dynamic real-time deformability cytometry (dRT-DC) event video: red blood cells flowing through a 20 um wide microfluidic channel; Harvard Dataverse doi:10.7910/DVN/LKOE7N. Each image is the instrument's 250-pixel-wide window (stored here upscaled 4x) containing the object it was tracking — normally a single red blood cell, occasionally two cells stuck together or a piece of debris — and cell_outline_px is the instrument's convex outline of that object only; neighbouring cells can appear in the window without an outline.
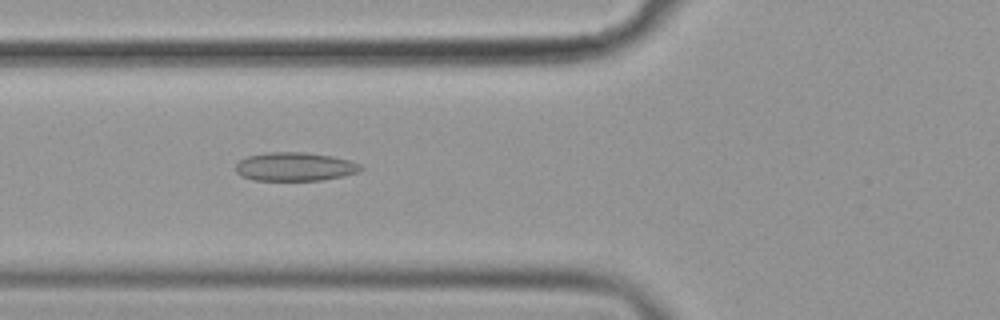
{"species": "common noctule bat (a hibernating species)", "species_latin": "Nyctalus noctula", "temperature_condition": "cold", "stored_images_in_passage": 56, "camera_frame_rate_fps": 3000, "um_per_image_px": 0.085, "animal": {"sex": "female", "body_mass_g": 19.9}, "frame": {"image": 1, "passage_image": 21, "time_ms": 6.667, "image_size_px": [1000, 320], "cell_outline_px": [[364, 168], [360, 172], [344, 176], [324, 180], [252, 180], [240, 176], [236, 172], [236, 164], [240, 160], [248, 156], [264, 152], [304, 152], [332, 156], [352, 160], [360, 164]], "centroid_in_image_um": [25.09, 14.17], "position_along_channel_um": 100.7, "area_um2": 21.15}}
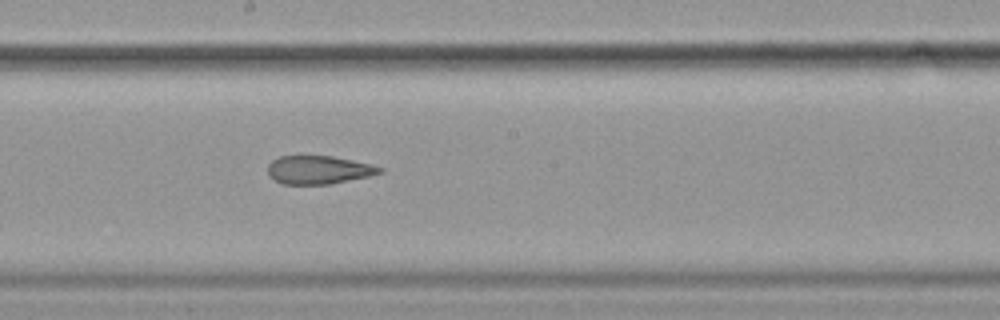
{"frame": {"image": 2, "passage_image": 31, "time_ms": 10.0, "image_size_px": [1000, 320], "cell_outline_px": [[384, 172], [372, 176], [332, 184], [284, 184], [268, 176], [268, 164], [272, 160], [280, 156], [332, 156], [372, 164], [384, 168]], "centroid_in_image_um": [27.13, 14.44], "position_along_channel_um": 221.1, "area_um2": 18.67}}
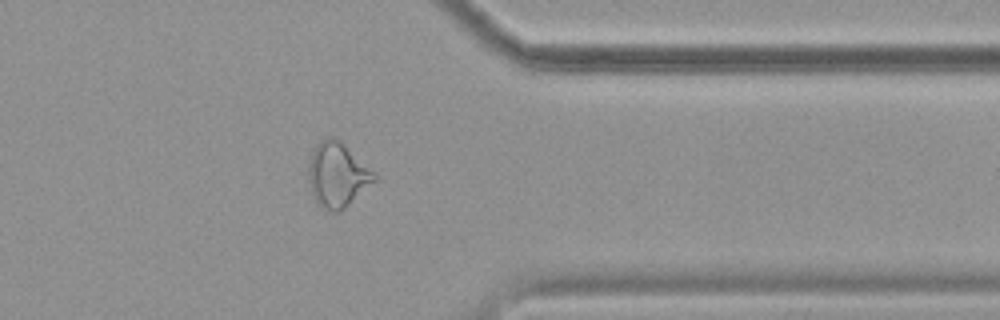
{"frame": {"image": 3, "passage_image": 45, "time_ms": 14.667, "image_size_px": [1000, 320], "cell_outline_px": [[380, 176], [376, 180], [340, 212], [332, 212], [316, 204], [312, 196], [308, 180], [308, 160], [316, 144], [320, 140], [328, 136], [332, 136], [340, 140], [376, 172]], "centroid_in_image_um": [28.67, 14.85], "position_along_channel_um": 382.7, "area_um2": 25.26}, "authors_computed_cell_mechanics": {"area_um2": 23.3512, "velocity_mm_per_s": 3.6124, "shape_relaxation_time_tau1_ms": null, "shape_relaxation_time_tau2_ms": 2.7932, "deformation_change_tau1": null, "deformation_change_tau2": 0.1224}}